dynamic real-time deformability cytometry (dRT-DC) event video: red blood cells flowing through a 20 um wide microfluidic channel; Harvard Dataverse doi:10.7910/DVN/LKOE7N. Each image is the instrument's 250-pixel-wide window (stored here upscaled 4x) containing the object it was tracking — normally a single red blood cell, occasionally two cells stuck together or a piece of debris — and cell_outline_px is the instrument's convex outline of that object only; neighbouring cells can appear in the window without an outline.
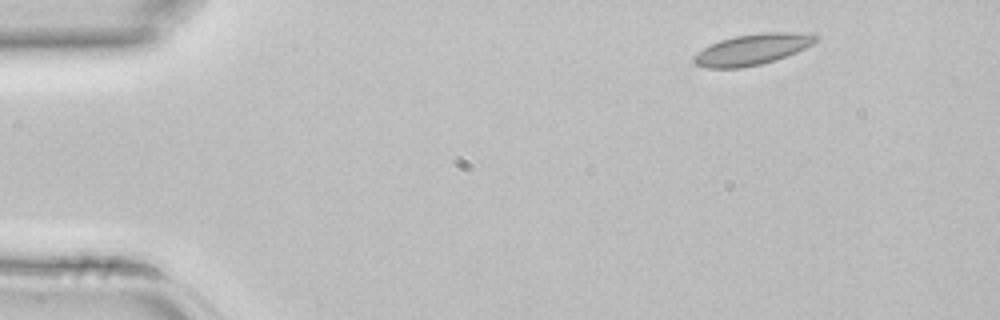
{"species": "common noctule bat (a hibernating species)", "species_latin": "Nyctalus noctula", "temperature_condition": "room temperature", "stored_images_in_passage": 3, "camera_frame_rate_fps": 3000, "um_per_image_px": 0.085, "animal": {"sex": "female", "body_mass_g": 22.7, "forearm_length_mm": 54.2}, "frame": {"image": 1, "passage_image": 1, "time_ms": 0.0, "image_size_px": [1000, 320], "cell_outline_px": [[820, 36], [812, 44], [796, 52], [776, 60], [760, 64], [740, 68], [708, 68], [696, 64], [692, 60], [692, 56], [696, 52], [720, 40], [736, 36], [764, 32], [812, 32]], "centroid_in_image_um": [63.98, 4.19], "position_along_channel_um": 21.0, "area_um2": 22.02}}
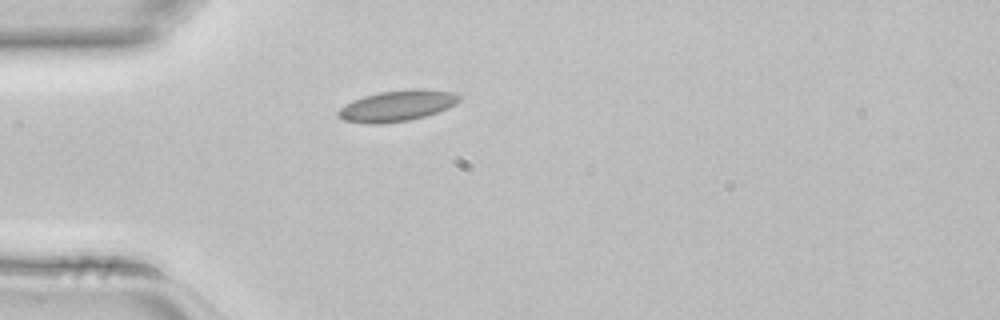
{"frame": {"image": 2, "passage_image": 3, "time_ms": 0.667, "image_size_px": [1000, 320], "cell_outline_px": [[460, 100], [456, 104], [448, 108], [424, 116], [408, 120], [380, 124], [364, 124], [344, 120], [336, 116], [336, 112], [340, 108], [352, 100], [364, 96], [380, 92], [412, 88], [424, 88], [452, 92], [460, 96]], "centroid_in_image_um": [33.73, 8.99], "position_along_channel_um": 51.3, "area_um2": 21.96}}